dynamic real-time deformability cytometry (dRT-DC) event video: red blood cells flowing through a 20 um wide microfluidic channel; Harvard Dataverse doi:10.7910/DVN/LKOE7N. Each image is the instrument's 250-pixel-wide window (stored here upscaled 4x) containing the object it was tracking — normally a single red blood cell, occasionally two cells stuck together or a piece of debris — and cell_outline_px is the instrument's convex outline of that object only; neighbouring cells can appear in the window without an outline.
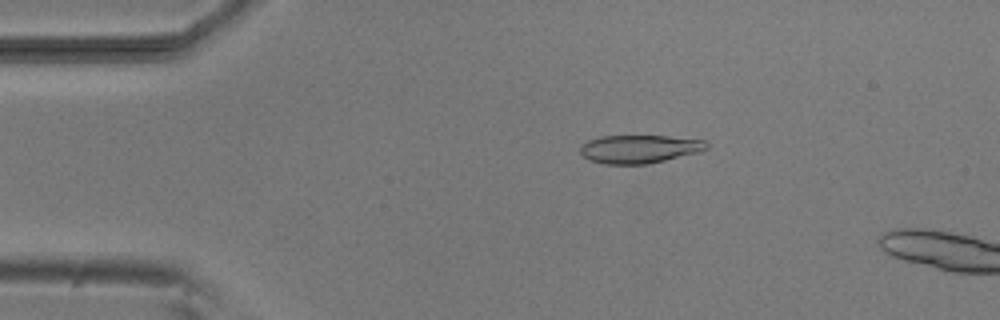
{"species": "common noctule bat (a hibernating species)", "species_latin": "Nyctalus noctula", "temperature_condition": "room temperature", "stored_images_in_passage": 13, "camera_frame_rate_fps": 3000, "um_per_image_px": 0.085, "animal": {"sex": "male", "body_mass_g": 20.5, "forearm_length_mm": 52.5}, "frame": {"image": 1, "passage_image": 10, "time_ms": 3.0, "image_size_px": [1000, 320], "cell_outline_px": [[708, 148], [700, 152], [648, 164], [604, 164], [592, 160], [584, 156], [580, 152], [580, 144], [588, 140], [600, 136], [668, 136], [704, 140], [708, 144]], "centroid_in_image_um": [54.35, 12.66], "position_along_channel_um": 30.7, "area_um2": 20.81}}